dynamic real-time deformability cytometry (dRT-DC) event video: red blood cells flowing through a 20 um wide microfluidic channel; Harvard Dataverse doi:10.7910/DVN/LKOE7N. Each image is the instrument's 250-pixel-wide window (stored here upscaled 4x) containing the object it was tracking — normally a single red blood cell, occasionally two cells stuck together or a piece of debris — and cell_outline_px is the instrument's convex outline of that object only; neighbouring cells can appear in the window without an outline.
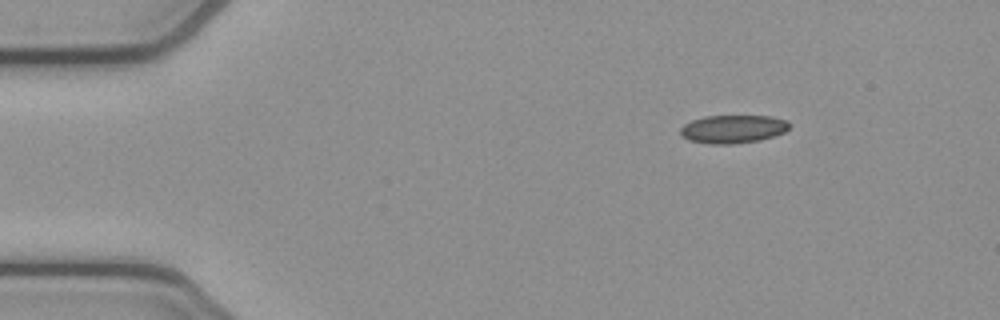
{"species": "common noctule bat (a hibernating species)", "species_latin": "Nyctalus noctula", "temperature_condition": "cold", "stored_images_in_passage": 46, "camera_frame_rate_fps": 3000, "um_per_image_px": 0.085, "animal": {"sex": "female", "body_mass_g": 21.9}, "frame": {"image": 1, "passage_image": 1, "time_ms": 0.0, "image_size_px": [1000, 320], "cell_outline_px": [[788, 128], [784, 132], [760, 140], [732, 144], [708, 144], [688, 140], [680, 132], [680, 128], [684, 124], [692, 120], [704, 116], [772, 116], [788, 120]], "centroid_in_image_um": [62.29, 10.96], "position_along_channel_um": 22.7, "area_um2": 17.86}}
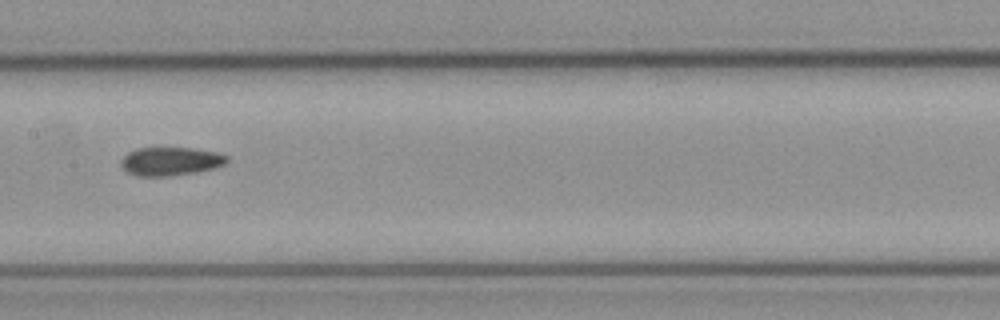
{"frame": {"image": 2, "passage_image": 20, "time_ms": 6.333, "image_size_px": [1000, 320], "cell_outline_px": [[228, 160], [224, 164], [216, 168], [196, 172], [168, 176], [136, 176], [128, 172], [120, 164], [120, 160], [128, 152], [136, 148], [192, 148], [216, 152], [228, 156]], "centroid_in_image_um": [14.49, 13.71], "position_along_channel_um": 192.9, "area_um2": 17.57}}
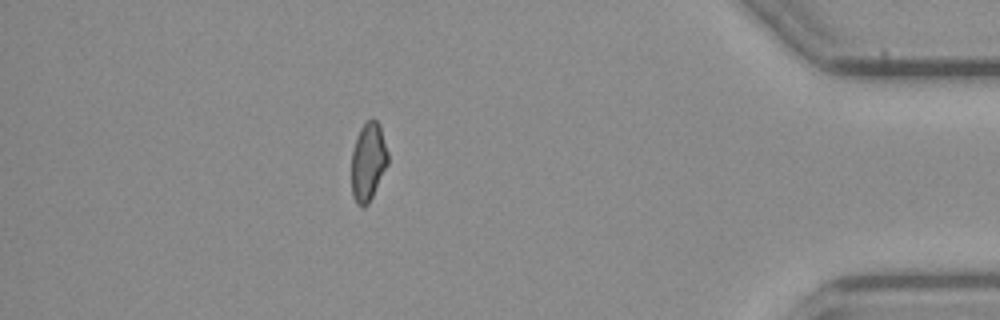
{"frame": {"image": 3, "passage_image": 40, "time_ms": 13.0, "image_size_px": [1000, 320], "cell_outline_px": [[388, 164], [368, 204], [364, 208], [360, 208], [356, 204], [352, 196], [352, 152], [360, 128], [372, 116], [380, 124], [388, 152]], "centroid_in_image_um": [31.3, 13.76], "position_along_channel_um": 403.9, "area_um2": 16.7}, "authors_computed_cell_mechanics": {"area_um2": 17.8313, "velocity_mm_per_s": 3.8846, "shape_relaxation_time_tau1_ms": null, "shape_relaxation_time_tau2_ms": 5.3122, "deformation_change_tau1": null, "deformation_change_tau2": 0.1161}}